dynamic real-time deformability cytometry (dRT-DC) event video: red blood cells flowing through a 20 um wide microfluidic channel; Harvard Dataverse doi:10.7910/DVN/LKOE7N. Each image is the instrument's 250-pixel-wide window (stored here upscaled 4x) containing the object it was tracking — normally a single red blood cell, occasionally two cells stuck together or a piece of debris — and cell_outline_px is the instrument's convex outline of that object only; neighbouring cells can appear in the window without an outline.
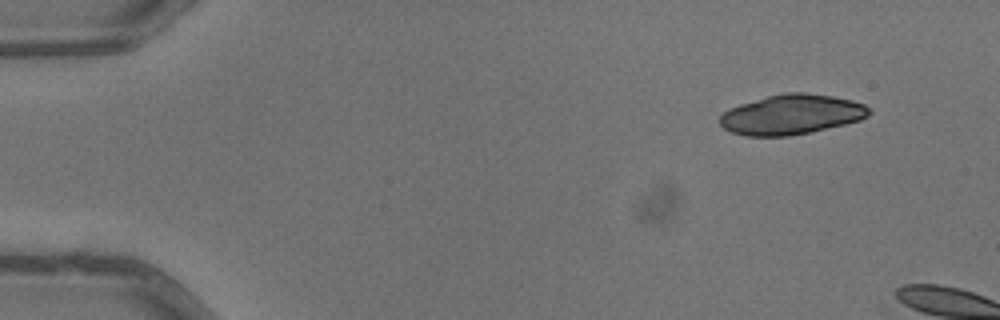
{"species": "common noctule bat (a hibernating species)", "species_latin": "Nyctalus noctula", "temperature_condition": "warm", "stored_images_in_passage": 2, "camera_frame_rate_fps": 3000, "um_per_image_px": 0.085, "animal": {"sex": "male", "body_mass_g": 13.3}, "frame": {"image": 1, "passage_image": 1, "time_ms": 0.0, "image_size_px": [1000, 320], "cell_outline_px": [[872, 112], [868, 116], [860, 120], [812, 132], [788, 136], [744, 136], [732, 132], [724, 128], [720, 124], [720, 116], [728, 108], [740, 104], [768, 96], [784, 92], [804, 92], [832, 96], [852, 100], [864, 104], [872, 108]], "centroid_in_image_um": [67.3, 9.73], "position_along_channel_um": 17.7, "area_um2": 34.85}}